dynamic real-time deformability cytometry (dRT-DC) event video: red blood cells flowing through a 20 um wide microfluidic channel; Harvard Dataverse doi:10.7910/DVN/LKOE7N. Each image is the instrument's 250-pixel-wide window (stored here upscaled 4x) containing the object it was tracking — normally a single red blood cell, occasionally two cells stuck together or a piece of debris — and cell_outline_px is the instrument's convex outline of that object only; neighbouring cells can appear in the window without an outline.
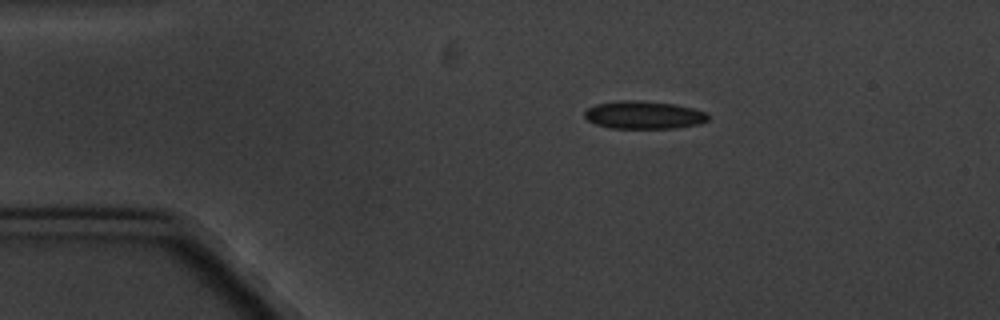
{"species": "common noctule bat (a hibernating species)", "species_latin": "Nyctalus noctula", "temperature_condition": "cold", "stored_images_in_passage": 3, "camera_frame_rate_fps": 3000, "um_per_image_px": 0.085, "animal": {"sex": "male", "body_mass_g": 20.1, "forearm_length_mm": 53.5}, "frame": {"image": 1, "passage_image": 1, "time_ms": 0.0, "image_size_px": [1000, 320], "cell_outline_px": [[708, 120], [700, 124], [676, 128], [608, 128], [596, 124], [588, 120], [584, 116], [584, 112], [588, 108], [596, 104], [620, 100], [632, 100], [676, 104], [708, 112]], "centroid_in_image_um": [54.74, 9.77], "position_along_channel_um": 30.3, "area_um2": 20.11}}
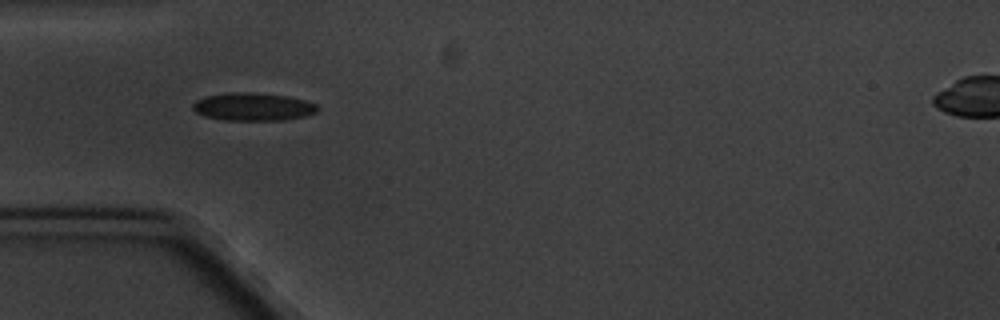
{"frame": {"image": 2, "passage_image": 2, "time_ms": 2.333, "image_size_px": [1000, 320], "cell_outline_px": [[320, 108], [316, 112], [304, 116], [284, 120], [224, 120], [204, 116], [196, 112], [192, 108], [192, 104], [196, 100], [204, 96], [228, 92], [248, 92], [288, 96], [304, 100], [316, 104]], "centroid_in_image_um": [21.48, 9.07], "position_along_channel_um": 63.5, "area_um2": 20.35}}